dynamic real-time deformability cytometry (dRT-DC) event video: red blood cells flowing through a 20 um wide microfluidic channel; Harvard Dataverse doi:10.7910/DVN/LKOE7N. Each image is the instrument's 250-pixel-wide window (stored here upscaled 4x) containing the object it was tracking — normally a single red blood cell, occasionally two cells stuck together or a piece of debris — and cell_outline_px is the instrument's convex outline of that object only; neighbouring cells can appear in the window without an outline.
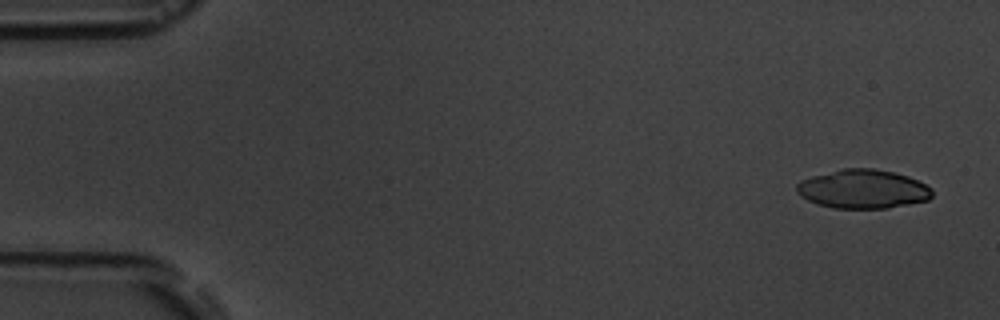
{"species": "common noctule bat (a hibernating species)", "species_latin": "Nyctalus noctula", "temperature_condition": "room temperature", "stored_images_in_passage": 5, "camera_frame_rate_fps": 3000, "um_per_image_px": 0.085, "animal": {"sex": "male", "body_mass_g": 19.5, "forearm_length_mm": 54.6}, "frame": {"image": 1, "passage_image": 1, "time_ms": 0.0, "image_size_px": [1000, 320], "cell_outline_px": [[932, 196], [928, 200], [888, 208], [832, 208], [808, 200], [800, 196], [796, 192], [796, 184], [800, 180], [812, 176], [844, 168], [872, 168], [892, 172], [908, 176], [932, 188]], "centroid_in_image_um": [73.33, 16.07], "position_along_channel_um": 11.7, "area_um2": 30.58}}